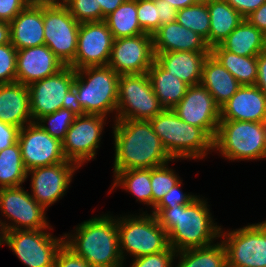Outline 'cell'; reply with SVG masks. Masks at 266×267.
<instances>
[{"instance_id": "obj_18", "label": "cell", "mask_w": 266, "mask_h": 267, "mask_svg": "<svg viewBox=\"0 0 266 267\" xmlns=\"http://www.w3.org/2000/svg\"><path fill=\"white\" fill-rule=\"evenodd\" d=\"M75 69L65 66L56 74L28 85L33 122L62 108L64 96L73 87Z\"/></svg>"}, {"instance_id": "obj_41", "label": "cell", "mask_w": 266, "mask_h": 267, "mask_svg": "<svg viewBox=\"0 0 266 267\" xmlns=\"http://www.w3.org/2000/svg\"><path fill=\"white\" fill-rule=\"evenodd\" d=\"M175 255L176 251L172 247H169L163 252L134 258L130 267H173Z\"/></svg>"}, {"instance_id": "obj_48", "label": "cell", "mask_w": 266, "mask_h": 267, "mask_svg": "<svg viewBox=\"0 0 266 267\" xmlns=\"http://www.w3.org/2000/svg\"><path fill=\"white\" fill-rule=\"evenodd\" d=\"M62 108L72 111L77 116L85 115L83 108L77 101V92L74 86L70 88L66 93V95L64 96Z\"/></svg>"}, {"instance_id": "obj_54", "label": "cell", "mask_w": 266, "mask_h": 267, "mask_svg": "<svg viewBox=\"0 0 266 267\" xmlns=\"http://www.w3.org/2000/svg\"><path fill=\"white\" fill-rule=\"evenodd\" d=\"M173 8L179 10L194 5L200 0H166Z\"/></svg>"}, {"instance_id": "obj_36", "label": "cell", "mask_w": 266, "mask_h": 267, "mask_svg": "<svg viewBox=\"0 0 266 267\" xmlns=\"http://www.w3.org/2000/svg\"><path fill=\"white\" fill-rule=\"evenodd\" d=\"M76 117L77 115H75L72 111L60 108L52 114L41 117L37 123L53 138L62 142Z\"/></svg>"}, {"instance_id": "obj_50", "label": "cell", "mask_w": 266, "mask_h": 267, "mask_svg": "<svg viewBox=\"0 0 266 267\" xmlns=\"http://www.w3.org/2000/svg\"><path fill=\"white\" fill-rule=\"evenodd\" d=\"M266 95V53L257 56V81L255 84Z\"/></svg>"}, {"instance_id": "obj_51", "label": "cell", "mask_w": 266, "mask_h": 267, "mask_svg": "<svg viewBox=\"0 0 266 267\" xmlns=\"http://www.w3.org/2000/svg\"><path fill=\"white\" fill-rule=\"evenodd\" d=\"M125 0H97V5L101 8V21L110 13L115 11Z\"/></svg>"}, {"instance_id": "obj_11", "label": "cell", "mask_w": 266, "mask_h": 267, "mask_svg": "<svg viewBox=\"0 0 266 267\" xmlns=\"http://www.w3.org/2000/svg\"><path fill=\"white\" fill-rule=\"evenodd\" d=\"M43 22L45 45L65 66H69L77 53L80 23L64 4L43 7Z\"/></svg>"}, {"instance_id": "obj_35", "label": "cell", "mask_w": 266, "mask_h": 267, "mask_svg": "<svg viewBox=\"0 0 266 267\" xmlns=\"http://www.w3.org/2000/svg\"><path fill=\"white\" fill-rule=\"evenodd\" d=\"M176 21L203 37L209 46L210 14L207 0H200L194 5L179 9Z\"/></svg>"}, {"instance_id": "obj_23", "label": "cell", "mask_w": 266, "mask_h": 267, "mask_svg": "<svg viewBox=\"0 0 266 267\" xmlns=\"http://www.w3.org/2000/svg\"><path fill=\"white\" fill-rule=\"evenodd\" d=\"M0 121L20 129L33 122L27 85L18 82L0 84Z\"/></svg>"}, {"instance_id": "obj_55", "label": "cell", "mask_w": 266, "mask_h": 267, "mask_svg": "<svg viewBox=\"0 0 266 267\" xmlns=\"http://www.w3.org/2000/svg\"><path fill=\"white\" fill-rule=\"evenodd\" d=\"M0 246L5 244V229L2 225V220H0Z\"/></svg>"}, {"instance_id": "obj_22", "label": "cell", "mask_w": 266, "mask_h": 267, "mask_svg": "<svg viewBox=\"0 0 266 267\" xmlns=\"http://www.w3.org/2000/svg\"><path fill=\"white\" fill-rule=\"evenodd\" d=\"M154 53L189 51L210 52L206 40L180 23L161 25L153 34Z\"/></svg>"}, {"instance_id": "obj_38", "label": "cell", "mask_w": 266, "mask_h": 267, "mask_svg": "<svg viewBox=\"0 0 266 267\" xmlns=\"http://www.w3.org/2000/svg\"><path fill=\"white\" fill-rule=\"evenodd\" d=\"M64 5L79 23L101 21V8L97 0H65Z\"/></svg>"}, {"instance_id": "obj_34", "label": "cell", "mask_w": 266, "mask_h": 267, "mask_svg": "<svg viewBox=\"0 0 266 267\" xmlns=\"http://www.w3.org/2000/svg\"><path fill=\"white\" fill-rule=\"evenodd\" d=\"M27 170L18 142L0 152V188L20 187L26 181Z\"/></svg>"}, {"instance_id": "obj_25", "label": "cell", "mask_w": 266, "mask_h": 267, "mask_svg": "<svg viewBox=\"0 0 266 267\" xmlns=\"http://www.w3.org/2000/svg\"><path fill=\"white\" fill-rule=\"evenodd\" d=\"M210 52H163L155 53V60L170 74L189 86L201 83L203 65Z\"/></svg>"}, {"instance_id": "obj_24", "label": "cell", "mask_w": 266, "mask_h": 267, "mask_svg": "<svg viewBox=\"0 0 266 267\" xmlns=\"http://www.w3.org/2000/svg\"><path fill=\"white\" fill-rule=\"evenodd\" d=\"M10 36L17 50L45 45L43 7L26 6L10 22Z\"/></svg>"}, {"instance_id": "obj_1", "label": "cell", "mask_w": 266, "mask_h": 267, "mask_svg": "<svg viewBox=\"0 0 266 267\" xmlns=\"http://www.w3.org/2000/svg\"><path fill=\"white\" fill-rule=\"evenodd\" d=\"M207 203L197 196L189 204L173 208H152V214L167 232L169 245L176 252L206 247L220 238L222 228L214 223Z\"/></svg>"}, {"instance_id": "obj_57", "label": "cell", "mask_w": 266, "mask_h": 267, "mask_svg": "<svg viewBox=\"0 0 266 267\" xmlns=\"http://www.w3.org/2000/svg\"><path fill=\"white\" fill-rule=\"evenodd\" d=\"M264 129H265V139H266V120L263 122Z\"/></svg>"}, {"instance_id": "obj_7", "label": "cell", "mask_w": 266, "mask_h": 267, "mask_svg": "<svg viewBox=\"0 0 266 267\" xmlns=\"http://www.w3.org/2000/svg\"><path fill=\"white\" fill-rule=\"evenodd\" d=\"M119 249L123 261L128 253L134 258L163 252L169 245L168 234L160 226L154 214L143 212L139 216L126 215L117 218Z\"/></svg>"}, {"instance_id": "obj_9", "label": "cell", "mask_w": 266, "mask_h": 267, "mask_svg": "<svg viewBox=\"0 0 266 267\" xmlns=\"http://www.w3.org/2000/svg\"><path fill=\"white\" fill-rule=\"evenodd\" d=\"M222 237L227 267H266V220L233 231L221 230Z\"/></svg>"}, {"instance_id": "obj_46", "label": "cell", "mask_w": 266, "mask_h": 267, "mask_svg": "<svg viewBox=\"0 0 266 267\" xmlns=\"http://www.w3.org/2000/svg\"><path fill=\"white\" fill-rule=\"evenodd\" d=\"M158 5L159 27L176 22L178 10L173 8L166 0H154Z\"/></svg>"}, {"instance_id": "obj_20", "label": "cell", "mask_w": 266, "mask_h": 267, "mask_svg": "<svg viewBox=\"0 0 266 267\" xmlns=\"http://www.w3.org/2000/svg\"><path fill=\"white\" fill-rule=\"evenodd\" d=\"M64 67V63L46 45L20 49L16 58V82L28 86L56 74Z\"/></svg>"}, {"instance_id": "obj_44", "label": "cell", "mask_w": 266, "mask_h": 267, "mask_svg": "<svg viewBox=\"0 0 266 267\" xmlns=\"http://www.w3.org/2000/svg\"><path fill=\"white\" fill-rule=\"evenodd\" d=\"M26 6V0H0V20L10 23Z\"/></svg>"}, {"instance_id": "obj_53", "label": "cell", "mask_w": 266, "mask_h": 267, "mask_svg": "<svg viewBox=\"0 0 266 267\" xmlns=\"http://www.w3.org/2000/svg\"><path fill=\"white\" fill-rule=\"evenodd\" d=\"M65 0H26L27 6L49 7L64 4Z\"/></svg>"}, {"instance_id": "obj_49", "label": "cell", "mask_w": 266, "mask_h": 267, "mask_svg": "<svg viewBox=\"0 0 266 267\" xmlns=\"http://www.w3.org/2000/svg\"><path fill=\"white\" fill-rule=\"evenodd\" d=\"M250 24L255 26L257 29L266 32V2L262 4L258 9L250 13L245 18Z\"/></svg>"}, {"instance_id": "obj_5", "label": "cell", "mask_w": 266, "mask_h": 267, "mask_svg": "<svg viewBox=\"0 0 266 267\" xmlns=\"http://www.w3.org/2000/svg\"><path fill=\"white\" fill-rule=\"evenodd\" d=\"M119 77L109 66L75 70L73 86L85 114L107 117L117 111Z\"/></svg>"}, {"instance_id": "obj_42", "label": "cell", "mask_w": 266, "mask_h": 267, "mask_svg": "<svg viewBox=\"0 0 266 267\" xmlns=\"http://www.w3.org/2000/svg\"><path fill=\"white\" fill-rule=\"evenodd\" d=\"M181 181L183 180L175 184L154 208H173L174 206L189 204L194 200L196 195L185 194L181 191Z\"/></svg>"}, {"instance_id": "obj_10", "label": "cell", "mask_w": 266, "mask_h": 267, "mask_svg": "<svg viewBox=\"0 0 266 267\" xmlns=\"http://www.w3.org/2000/svg\"><path fill=\"white\" fill-rule=\"evenodd\" d=\"M37 230H11L5 232V244L27 267H54L59 249L64 244L62 238Z\"/></svg>"}, {"instance_id": "obj_14", "label": "cell", "mask_w": 266, "mask_h": 267, "mask_svg": "<svg viewBox=\"0 0 266 267\" xmlns=\"http://www.w3.org/2000/svg\"><path fill=\"white\" fill-rule=\"evenodd\" d=\"M154 61L152 35L144 33L114 39L107 66L118 75L144 74Z\"/></svg>"}, {"instance_id": "obj_19", "label": "cell", "mask_w": 266, "mask_h": 267, "mask_svg": "<svg viewBox=\"0 0 266 267\" xmlns=\"http://www.w3.org/2000/svg\"><path fill=\"white\" fill-rule=\"evenodd\" d=\"M79 166L74 162H60L27 171L31 175V197L45 209L65 195Z\"/></svg>"}, {"instance_id": "obj_30", "label": "cell", "mask_w": 266, "mask_h": 267, "mask_svg": "<svg viewBox=\"0 0 266 267\" xmlns=\"http://www.w3.org/2000/svg\"><path fill=\"white\" fill-rule=\"evenodd\" d=\"M210 53L225 67L240 85H255L257 81V56H240L223 49L220 45Z\"/></svg>"}, {"instance_id": "obj_29", "label": "cell", "mask_w": 266, "mask_h": 267, "mask_svg": "<svg viewBox=\"0 0 266 267\" xmlns=\"http://www.w3.org/2000/svg\"><path fill=\"white\" fill-rule=\"evenodd\" d=\"M220 46L240 56H258L264 48V33L244 18Z\"/></svg>"}, {"instance_id": "obj_45", "label": "cell", "mask_w": 266, "mask_h": 267, "mask_svg": "<svg viewBox=\"0 0 266 267\" xmlns=\"http://www.w3.org/2000/svg\"><path fill=\"white\" fill-rule=\"evenodd\" d=\"M20 128L0 121V152L18 142Z\"/></svg>"}, {"instance_id": "obj_52", "label": "cell", "mask_w": 266, "mask_h": 267, "mask_svg": "<svg viewBox=\"0 0 266 267\" xmlns=\"http://www.w3.org/2000/svg\"><path fill=\"white\" fill-rule=\"evenodd\" d=\"M11 43L10 23L0 20V45Z\"/></svg>"}, {"instance_id": "obj_40", "label": "cell", "mask_w": 266, "mask_h": 267, "mask_svg": "<svg viewBox=\"0 0 266 267\" xmlns=\"http://www.w3.org/2000/svg\"><path fill=\"white\" fill-rule=\"evenodd\" d=\"M17 49L11 44L0 45V84L16 82Z\"/></svg>"}, {"instance_id": "obj_26", "label": "cell", "mask_w": 266, "mask_h": 267, "mask_svg": "<svg viewBox=\"0 0 266 267\" xmlns=\"http://www.w3.org/2000/svg\"><path fill=\"white\" fill-rule=\"evenodd\" d=\"M201 84L221 107L241 86L236 78L210 53L203 65Z\"/></svg>"}, {"instance_id": "obj_47", "label": "cell", "mask_w": 266, "mask_h": 267, "mask_svg": "<svg viewBox=\"0 0 266 267\" xmlns=\"http://www.w3.org/2000/svg\"><path fill=\"white\" fill-rule=\"evenodd\" d=\"M244 18L258 9L266 0H225Z\"/></svg>"}, {"instance_id": "obj_33", "label": "cell", "mask_w": 266, "mask_h": 267, "mask_svg": "<svg viewBox=\"0 0 266 267\" xmlns=\"http://www.w3.org/2000/svg\"><path fill=\"white\" fill-rule=\"evenodd\" d=\"M114 177L111 190L120 186L136 196L137 201L152 207L151 168L114 172Z\"/></svg>"}, {"instance_id": "obj_39", "label": "cell", "mask_w": 266, "mask_h": 267, "mask_svg": "<svg viewBox=\"0 0 266 267\" xmlns=\"http://www.w3.org/2000/svg\"><path fill=\"white\" fill-rule=\"evenodd\" d=\"M137 17L145 33L152 35L159 28L158 5L154 0H137Z\"/></svg>"}, {"instance_id": "obj_21", "label": "cell", "mask_w": 266, "mask_h": 267, "mask_svg": "<svg viewBox=\"0 0 266 267\" xmlns=\"http://www.w3.org/2000/svg\"><path fill=\"white\" fill-rule=\"evenodd\" d=\"M220 120L264 122L266 95L256 85H241L220 107Z\"/></svg>"}, {"instance_id": "obj_8", "label": "cell", "mask_w": 266, "mask_h": 267, "mask_svg": "<svg viewBox=\"0 0 266 267\" xmlns=\"http://www.w3.org/2000/svg\"><path fill=\"white\" fill-rule=\"evenodd\" d=\"M163 110L148 73L120 75L115 120H149Z\"/></svg>"}, {"instance_id": "obj_15", "label": "cell", "mask_w": 266, "mask_h": 267, "mask_svg": "<svg viewBox=\"0 0 266 267\" xmlns=\"http://www.w3.org/2000/svg\"><path fill=\"white\" fill-rule=\"evenodd\" d=\"M18 143L27 171L60 162H71L64 156L62 142L53 138L37 122L20 129Z\"/></svg>"}, {"instance_id": "obj_31", "label": "cell", "mask_w": 266, "mask_h": 267, "mask_svg": "<svg viewBox=\"0 0 266 267\" xmlns=\"http://www.w3.org/2000/svg\"><path fill=\"white\" fill-rule=\"evenodd\" d=\"M104 21L114 39L145 33L137 17V0H125L115 11L106 16Z\"/></svg>"}, {"instance_id": "obj_16", "label": "cell", "mask_w": 266, "mask_h": 267, "mask_svg": "<svg viewBox=\"0 0 266 267\" xmlns=\"http://www.w3.org/2000/svg\"><path fill=\"white\" fill-rule=\"evenodd\" d=\"M172 109L184 122L201 128L214 141L220 107L201 83L189 86L183 99Z\"/></svg>"}, {"instance_id": "obj_12", "label": "cell", "mask_w": 266, "mask_h": 267, "mask_svg": "<svg viewBox=\"0 0 266 267\" xmlns=\"http://www.w3.org/2000/svg\"><path fill=\"white\" fill-rule=\"evenodd\" d=\"M0 211L12 222L2 221L6 231L50 229L46 218L47 211L38 204L24 188H0Z\"/></svg>"}, {"instance_id": "obj_3", "label": "cell", "mask_w": 266, "mask_h": 267, "mask_svg": "<svg viewBox=\"0 0 266 267\" xmlns=\"http://www.w3.org/2000/svg\"><path fill=\"white\" fill-rule=\"evenodd\" d=\"M76 234H64V244L92 267H124L119 249L117 219L105 214L76 226Z\"/></svg>"}, {"instance_id": "obj_37", "label": "cell", "mask_w": 266, "mask_h": 267, "mask_svg": "<svg viewBox=\"0 0 266 267\" xmlns=\"http://www.w3.org/2000/svg\"><path fill=\"white\" fill-rule=\"evenodd\" d=\"M168 163L151 168L152 207L154 208L164 195L181 179Z\"/></svg>"}, {"instance_id": "obj_2", "label": "cell", "mask_w": 266, "mask_h": 267, "mask_svg": "<svg viewBox=\"0 0 266 267\" xmlns=\"http://www.w3.org/2000/svg\"><path fill=\"white\" fill-rule=\"evenodd\" d=\"M114 171L153 168L174 160L149 120H114Z\"/></svg>"}, {"instance_id": "obj_56", "label": "cell", "mask_w": 266, "mask_h": 267, "mask_svg": "<svg viewBox=\"0 0 266 267\" xmlns=\"http://www.w3.org/2000/svg\"><path fill=\"white\" fill-rule=\"evenodd\" d=\"M263 51L266 53V32L264 33V48Z\"/></svg>"}, {"instance_id": "obj_32", "label": "cell", "mask_w": 266, "mask_h": 267, "mask_svg": "<svg viewBox=\"0 0 266 267\" xmlns=\"http://www.w3.org/2000/svg\"><path fill=\"white\" fill-rule=\"evenodd\" d=\"M220 242L176 252L175 257H179L176 267H227L226 251Z\"/></svg>"}, {"instance_id": "obj_4", "label": "cell", "mask_w": 266, "mask_h": 267, "mask_svg": "<svg viewBox=\"0 0 266 267\" xmlns=\"http://www.w3.org/2000/svg\"><path fill=\"white\" fill-rule=\"evenodd\" d=\"M173 159H203L213 149V140L199 127L184 122L173 109H164L149 119Z\"/></svg>"}, {"instance_id": "obj_27", "label": "cell", "mask_w": 266, "mask_h": 267, "mask_svg": "<svg viewBox=\"0 0 266 267\" xmlns=\"http://www.w3.org/2000/svg\"><path fill=\"white\" fill-rule=\"evenodd\" d=\"M147 73L153 91L164 109L174 108L185 96L189 85L166 71L156 60Z\"/></svg>"}, {"instance_id": "obj_28", "label": "cell", "mask_w": 266, "mask_h": 267, "mask_svg": "<svg viewBox=\"0 0 266 267\" xmlns=\"http://www.w3.org/2000/svg\"><path fill=\"white\" fill-rule=\"evenodd\" d=\"M210 14L209 47L220 43L244 20L225 0H207Z\"/></svg>"}, {"instance_id": "obj_43", "label": "cell", "mask_w": 266, "mask_h": 267, "mask_svg": "<svg viewBox=\"0 0 266 267\" xmlns=\"http://www.w3.org/2000/svg\"><path fill=\"white\" fill-rule=\"evenodd\" d=\"M54 267H92L86 260L75 254L65 244L59 249Z\"/></svg>"}, {"instance_id": "obj_13", "label": "cell", "mask_w": 266, "mask_h": 267, "mask_svg": "<svg viewBox=\"0 0 266 267\" xmlns=\"http://www.w3.org/2000/svg\"><path fill=\"white\" fill-rule=\"evenodd\" d=\"M107 117L95 114L77 116L62 141L64 156L79 167L95 159Z\"/></svg>"}, {"instance_id": "obj_6", "label": "cell", "mask_w": 266, "mask_h": 267, "mask_svg": "<svg viewBox=\"0 0 266 267\" xmlns=\"http://www.w3.org/2000/svg\"><path fill=\"white\" fill-rule=\"evenodd\" d=\"M213 149L233 161L266 159L263 122L220 120Z\"/></svg>"}, {"instance_id": "obj_17", "label": "cell", "mask_w": 266, "mask_h": 267, "mask_svg": "<svg viewBox=\"0 0 266 267\" xmlns=\"http://www.w3.org/2000/svg\"><path fill=\"white\" fill-rule=\"evenodd\" d=\"M113 40L112 33L104 20L80 23L77 53L75 60L69 66L75 70L107 66Z\"/></svg>"}]
</instances>
